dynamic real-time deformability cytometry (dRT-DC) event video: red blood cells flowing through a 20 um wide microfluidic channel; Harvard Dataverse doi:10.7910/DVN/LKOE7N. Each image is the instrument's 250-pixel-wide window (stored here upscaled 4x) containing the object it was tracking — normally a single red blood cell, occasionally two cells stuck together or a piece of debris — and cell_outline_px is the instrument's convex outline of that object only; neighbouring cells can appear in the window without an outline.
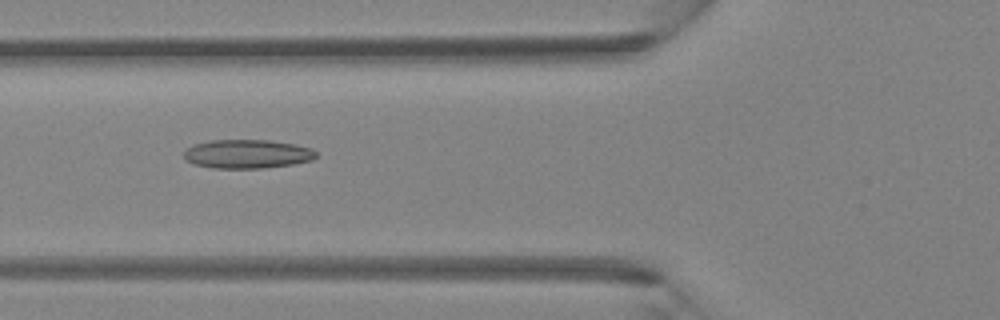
{"species": "Egyptian fruit bat (a non-hibernating species)", "species_latin": "Rousettus aegyptiacus", "temperature_condition": "room temperature", "stored_images_in_passage": 6, "camera_frame_rate_fps": 3000, "um_per_image_px": 0.085, "animal": {"sex": "female"}, "frame": {"image": 1, "passage_image": 5, "time_ms": 1.333, "image_size_px": [1000, 320], "cell_outline_px": [[316, 156], [312, 160], [292, 164], [264, 168], [212, 168], [192, 164], [184, 160], [184, 152], [192, 144], [208, 140], [272, 140], [296, 144], [312, 148], [316, 152]], "centroid_in_image_um": [20.99, 13.08], "position_along_channel_um": 104.8, "area_um2": 22.48}}
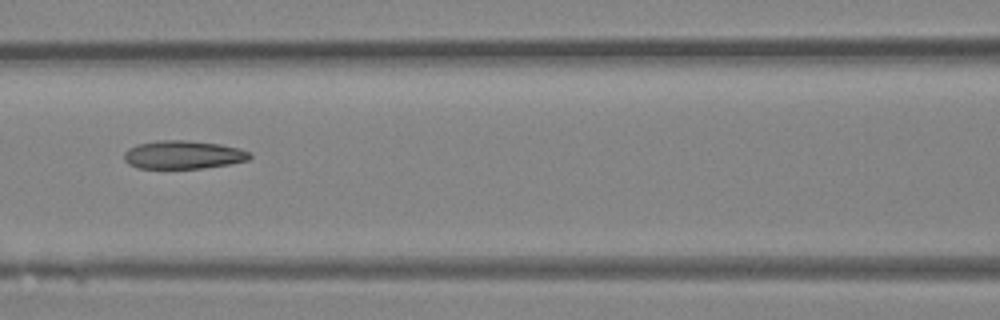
{"frame": {"image": 2, "passage_image": 6, "time_ms": 1.667, "image_size_px": [1000, 320], "cell_outline_px": [[252, 156], [248, 160], [228, 164], [204, 168], [136, 168], [128, 164], [124, 160], [124, 152], [128, 148], [136, 144], [160, 140], [184, 140], [220, 144], [240, 148], [252, 152]], "centroid_in_image_um": [15.57, 13.15], "position_along_channel_um": 151.0, "area_um2": 20.87}}